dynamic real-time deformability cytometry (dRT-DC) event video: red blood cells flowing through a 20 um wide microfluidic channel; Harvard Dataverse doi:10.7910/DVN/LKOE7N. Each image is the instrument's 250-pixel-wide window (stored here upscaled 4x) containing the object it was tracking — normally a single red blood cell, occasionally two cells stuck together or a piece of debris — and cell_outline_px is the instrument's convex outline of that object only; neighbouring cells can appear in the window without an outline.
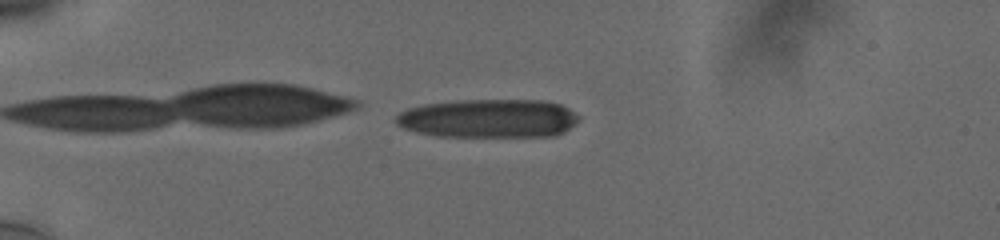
{"species": "human", "species_latin": "Homo sapiens", "temperature_condition": "cold", "stored_images_in_passage": 42, "camera_frame_rate_fps": 3000, "um_per_image_px": 0.085, "donor": {"sex": "male"}, "frame": {"image": 1, "passage_image": 2, "time_ms": 0.333, "image_size_px": [1000, 240], "cell_outline_px": [[580, 120], [576, 124], [564, 132], [556, 136], [436, 136], [416, 132], [404, 128], [396, 124], [396, 116], [400, 112], [408, 108], [424, 104], [456, 100], [544, 100], [560, 104], [568, 108], [580, 116]], "centroid_in_image_um": [41.55, 10.06], "position_along_channel_um": 43.4, "area_um2": 41.5}}
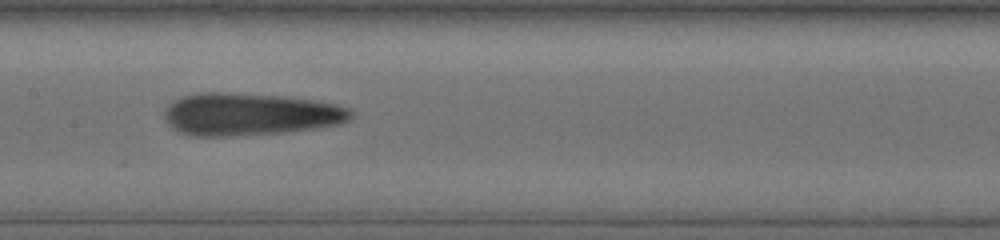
{"frame": {"image": 2, "passage_image": 17, "time_ms": 5.333, "image_size_px": [1000, 240], "cell_outline_px": [[352, 116], [348, 120], [340, 124], [316, 128], [280, 132], [228, 136], [192, 136], [176, 132], [164, 120], [164, 108], [172, 100], [180, 96], [200, 92], [216, 92], [280, 96], [312, 100], [336, 104], [352, 108]], "centroid_in_image_um": [21.17, 9.71], "position_along_channel_um": 186.2, "area_um2": 46.3}}
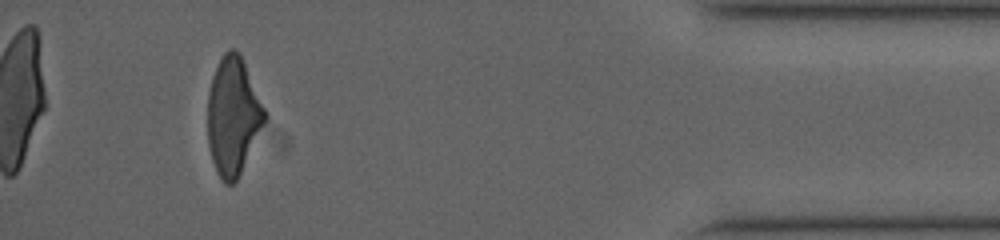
{"frame": {"image": 3, "passage_image": 39, "time_ms": 12.667, "image_size_px": [1000, 240], "cell_outline_px": [[264, 120], [240, 172], [236, 180], [232, 184], [224, 184], [220, 180], [216, 172], [212, 160], [208, 144], [208, 92], [212, 76], [224, 52], [228, 48], [236, 48], [240, 52], [264, 108]], "centroid_in_image_um": [19.76, 9.83], "position_along_channel_um": 415.4, "area_um2": 38.32}, "authors_computed_cell_mechanics": {"area_um2": 43.7257, "velocity_mm_per_s": 3.7936, "shape_relaxation_time_tau1_ms": 8.3089, "shape_relaxation_time_tau2_ms": 4.4662, "deformation_change_tau1": 0.2329, "deformation_change_tau2": 0.1665}}